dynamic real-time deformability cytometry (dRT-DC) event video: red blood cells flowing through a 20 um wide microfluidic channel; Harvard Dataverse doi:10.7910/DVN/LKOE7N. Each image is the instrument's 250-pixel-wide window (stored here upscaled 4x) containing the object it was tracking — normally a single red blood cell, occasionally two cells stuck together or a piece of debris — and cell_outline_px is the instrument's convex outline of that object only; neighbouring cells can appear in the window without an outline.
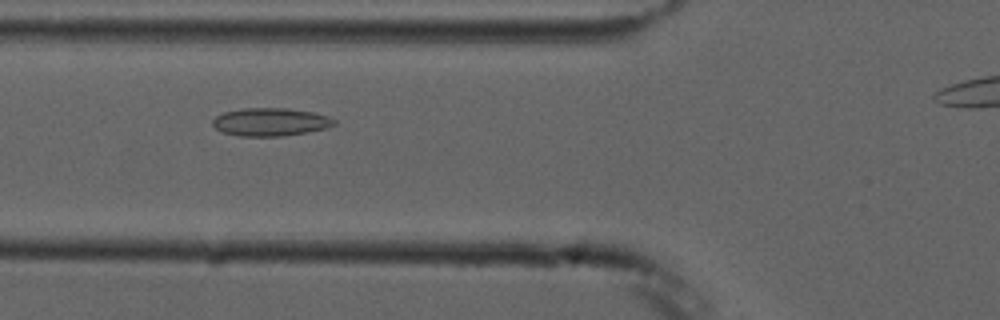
{"species": "common noctule bat (a hibernating species)", "species_latin": "Nyctalus noctula", "temperature_condition": "cold", "stored_images_in_passage": 7, "camera_frame_rate_fps": 3000, "um_per_image_px": 0.085, "animal": {"sex": "male", "forearm_length_mm": 52.5}, "frame": {"image": 1, "passage_image": 6, "time_ms": 5.667, "image_size_px": [1000, 320], "cell_outline_px": [[336, 124], [328, 128], [308, 132], [280, 136], [240, 136], [224, 132], [216, 128], [212, 124], [212, 120], [216, 116], [224, 112], [240, 108], [284, 108], [312, 112], [328, 116], [336, 120]], "centroid_in_image_um": [23.0, 10.36], "position_along_channel_um": 102.8, "area_um2": 19.83}}
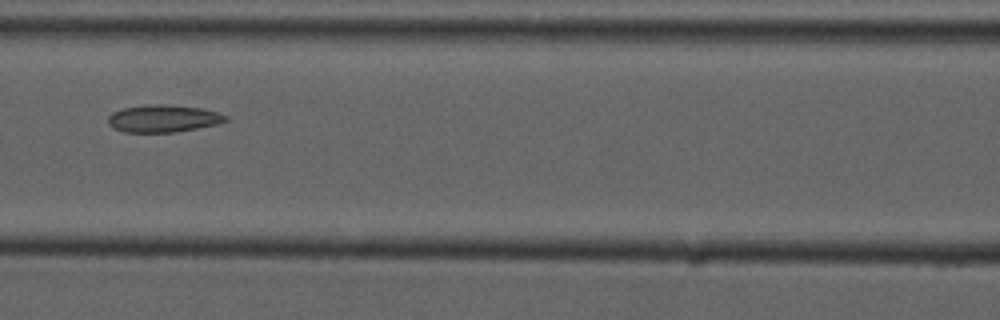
{"frame": {"image": 2, "passage_image": 7, "time_ms": 7.0, "image_size_px": [1000, 320], "cell_outline_px": [[228, 120], [216, 124], [176, 132], [124, 132], [112, 128], [108, 124], [108, 116], [112, 112], [124, 108], [156, 104], [164, 104], [200, 108], [220, 112], [228, 116]], "centroid_in_image_um": [13.87, 10.08], "position_along_channel_um": 152.7, "area_um2": 18.67}}